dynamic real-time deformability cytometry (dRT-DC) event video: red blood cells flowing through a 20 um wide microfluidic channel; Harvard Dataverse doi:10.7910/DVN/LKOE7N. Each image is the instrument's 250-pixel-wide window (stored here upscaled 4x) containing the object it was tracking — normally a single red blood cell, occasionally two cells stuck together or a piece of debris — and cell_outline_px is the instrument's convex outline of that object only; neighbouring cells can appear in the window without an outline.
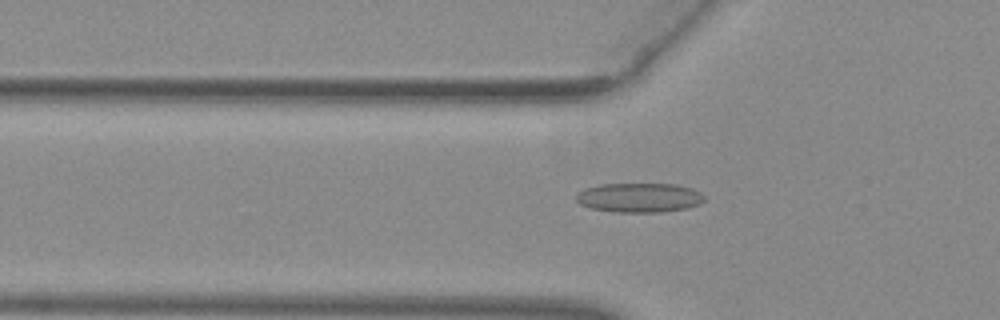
{"species": "common noctule bat (a hibernating species)", "species_latin": "Nyctalus noctula", "temperature_condition": "warm", "stored_images_in_passage": 48, "camera_frame_rate_fps": 3000, "um_per_image_px": 0.085, "animal": {"sex": "female", "body_mass_g": 29.2, "forearm_length_mm": 56.3}, "frame": {"image": 1, "passage_image": 14, "time_ms": 4.333, "image_size_px": [1000, 320], "cell_outline_px": [[704, 200], [700, 204], [688, 208], [660, 212], [616, 212], [592, 208], [580, 204], [576, 200], [576, 196], [584, 188], [600, 184], [676, 184], [692, 188], [700, 192], [704, 196]], "centroid_in_image_um": [54.36, 16.79], "position_along_channel_um": 71.4, "area_um2": 21.96}}
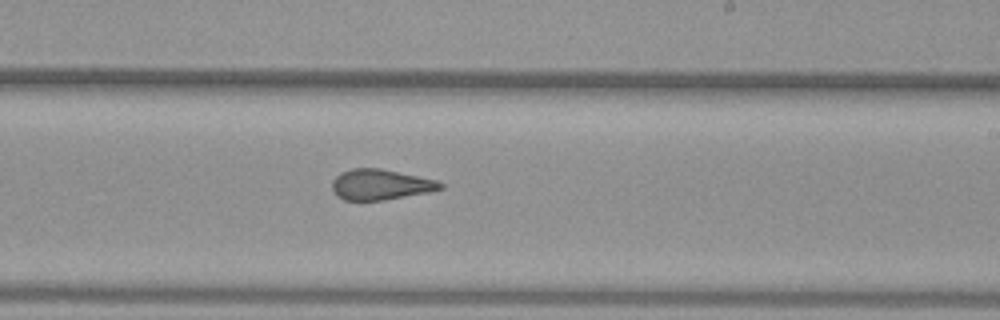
{"frame": {"image": 2, "passage_image": 28, "time_ms": 9.0, "image_size_px": [1000, 320], "cell_outline_px": [[444, 188], [428, 192], [384, 200], [344, 200], [336, 196], [332, 192], [332, 180], [340, 172], [352, 168], [380, 168], [436, 180], [444, 184]], "centroid_in_image_um": [32.3, 15.69], "position_along_channel_um": 256.7, "area_um2": 19.31}}
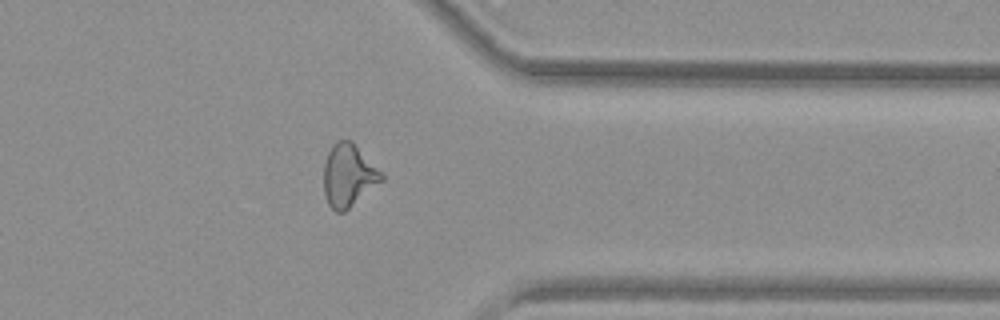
{"frame": {"image": 3, "passage_image": 38, "time_ms": 12.333, "image_size_px": [1000, 320], "cell_outline_px": [[384, 180], [344, 212], [336, 212], [328, 204], [324, 192], [324, 164], [328, 152], [332, 144], [336, 140], [352, 140], [384, 172]], "centroid_in_image_um": [29.65, 14.88], "position_along_channel_um": 381.7, "area_um2": 21.44}, "authors_computed_cell_mechanics": {"area_um2": 20.6635, "velocity_mm_per_s": 3.9631, "shape_relaxation_time_tau1_ms": null, "shape_relaxation_time_tau2_ms": 1.4023, "deformation_change_tau1": null, "deformation_change_tau2": 0.0987}}